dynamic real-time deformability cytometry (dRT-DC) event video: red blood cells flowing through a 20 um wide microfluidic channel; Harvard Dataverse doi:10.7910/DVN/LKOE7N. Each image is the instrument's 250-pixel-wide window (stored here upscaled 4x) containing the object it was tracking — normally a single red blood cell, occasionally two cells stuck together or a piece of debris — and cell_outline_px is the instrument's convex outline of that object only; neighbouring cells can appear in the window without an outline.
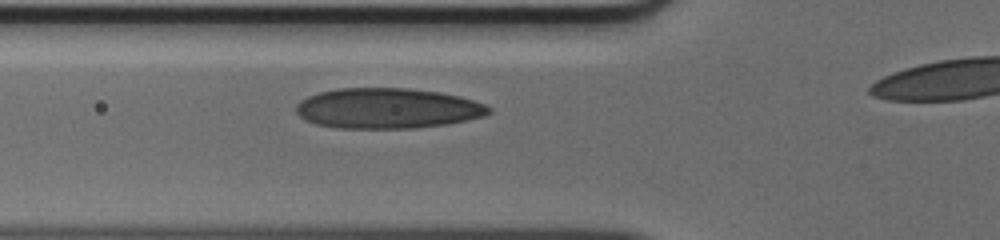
{"species": "human", "species_latin": "Homo sapiens", "temperature_condition": "cold", "stored_images_in_passage": 34, "camera_frame_rate_fps": 3000, "um_per_image_px": 0.085, "donor": {"sex": "male"}, "frame": {"image": 1, "passage_image": 9, "time_ms": 2.667, "image_size_px": [1000, 240], "cell_outline_px": [[492, 112], [484, 116], [448, 124], [416, 128], [336, 128], [316, 124], [304, 120], [296, 112], [296, 104], [300, 100], [308, 96], [320, 92], [340, 88], [408, 88], [436, 92], [460, 96], [484, 104], [492, 108]], "centroid_in_image_um": [32.92, 9.21], "position_along_channel_um": 92.9, "area_um2": 45.43}}
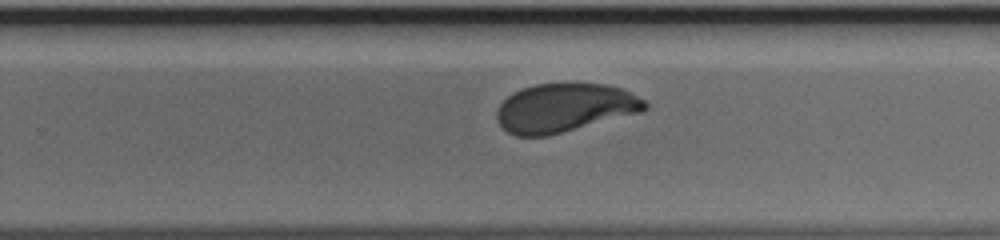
{"frame": {"image": 2, "passage_image": 23, "time_ms": 7.333, "image_size_px": [1000, 240], "cell_outline_px": [[648, 108], [640, 112], [548, 136], [516, 136], [508, 132], [496, 120], [496, 112], [500, 104], [512, 92], [536, 84], [608, 84], [620, 88], [644, 100], [648, 104]], "centroid_in_image_um": [47.96, 9.17], "position_along_channel_um": 281.8, "area_um2": 41.62}}
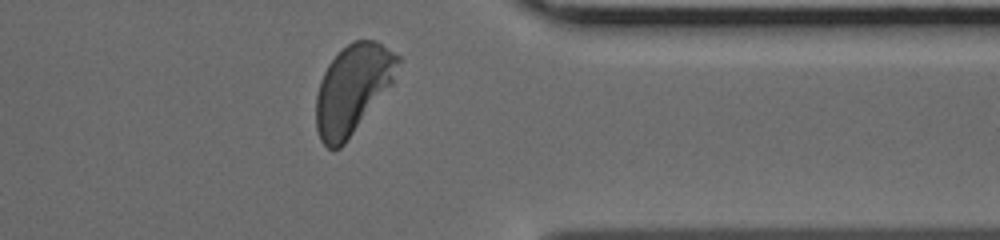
{"frame": {"image": 3, "passage_image": 31, "time_ms": 10.0, "image_size_px": [1000, 240], "cell_outline_px": [[400, 60], [392, 84], [344, 144], [340, 148], [328, 148], [320, 140], [316, 128], [316, 96], [320, 80], [328, 64], [348, 44], [356, 40], [376, 40], [400, 56]], "centroid_in_image_um": [29.97, 7.56], "position_along_channel_um": 381.4, "area_um2": 41.91}}